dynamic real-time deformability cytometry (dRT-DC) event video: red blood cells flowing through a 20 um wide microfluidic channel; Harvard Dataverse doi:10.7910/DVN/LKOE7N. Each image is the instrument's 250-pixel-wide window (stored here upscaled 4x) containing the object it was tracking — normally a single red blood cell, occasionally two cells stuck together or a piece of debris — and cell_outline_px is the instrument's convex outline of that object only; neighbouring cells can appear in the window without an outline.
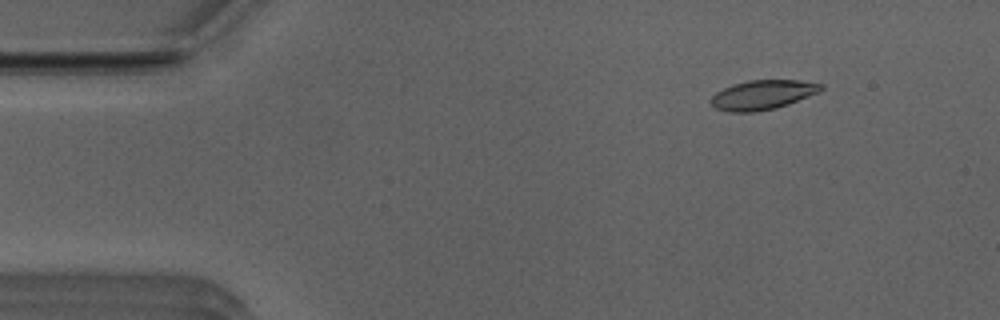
{"species": "Egyptian fruit bat (a non-hibernating species)", "species_latin": "Rousettus aegyptiacus", "temperature_condition": "room temperature", "stored_images_in_passage": 17, "camera_frame_rate_fps": 3000, "um_per_image_px": 0.085, "animal": {"sex": "male"}, "frame": {"image": 1, "passage_image": 6, "time_ms": 1.667, "image_size_px": [1000, 320], "cell_outline_px": [[824, 88], [820, 92], [788, 104], [776, 108], [752, 112], [728, 112], [716, 108], [712, 104], [712, 96], [716, 92], [732, 84], [748, 80], [800, 80], [824, 84]], "centroid_in_image_um": [64.86, 8.05], "position_along_channel_um": 20.1, "area_um2": 18.9}}
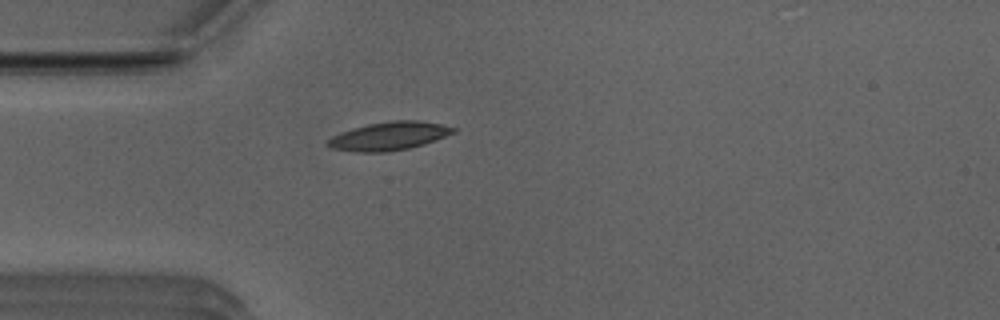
{"frame": {"image": 2, "passage_image": 14, "time_ms": 4.333, "image_size_px": [1000, 320], "cell_outline_px": [[456, 132], [436, 140], [424, 144], [408, 148], [384, 152], [356, 152], [332, 148], [324, 144], [332, 136], [340, 132], [352, 128], [368, 124], [392, 120], [416, 120], [440, 124], [456, 128]], "centroid_in_image_um": [33.05, 11.56], "position_along_channel_um": 52.0, "area_um2": 20.69}}